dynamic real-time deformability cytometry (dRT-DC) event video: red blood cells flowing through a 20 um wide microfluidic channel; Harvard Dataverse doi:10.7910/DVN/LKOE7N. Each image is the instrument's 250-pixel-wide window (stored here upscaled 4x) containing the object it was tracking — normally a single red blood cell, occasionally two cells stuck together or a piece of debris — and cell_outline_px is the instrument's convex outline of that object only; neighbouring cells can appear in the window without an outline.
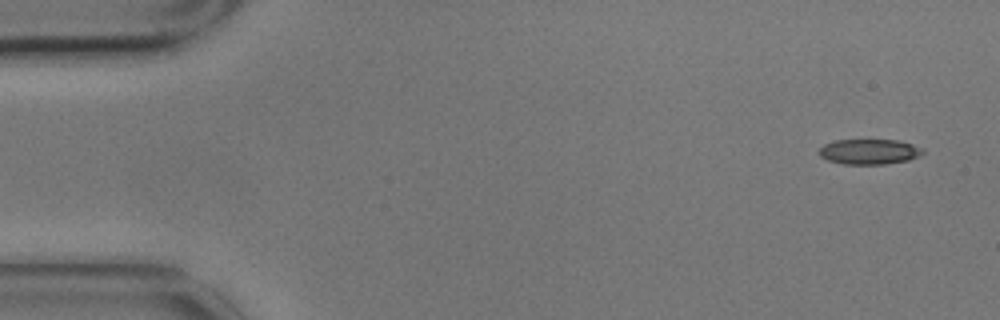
{"species": "common noctule bat (a hibernating species)", "species_latin": "Nyctalus noctula", "temperature_condition": "cold", "stored_images_in_passage": 10, "camera_frame_rate_fps": 3000, "um_per_image_px": 0.085, "animal": {"sex": "male", "body_mass_g": 17.9}, "frame": {"image": 1, "passage_image": 1, "time_ms": 0.0, "image_size_px": [1000, 320], "cell_outline_px": [[924, 152], [920, 156], [908, 160], [884, 164], [844, 164], [828, 160], [820, 156], [820, 148], [824, 144], [836, 140], [896, 140], [912, 144], [924, 148]], "centroid_in_image_um": [73.92, 12.89], "position_along_channel_um": 11.1, "area_um2": 15.2}}
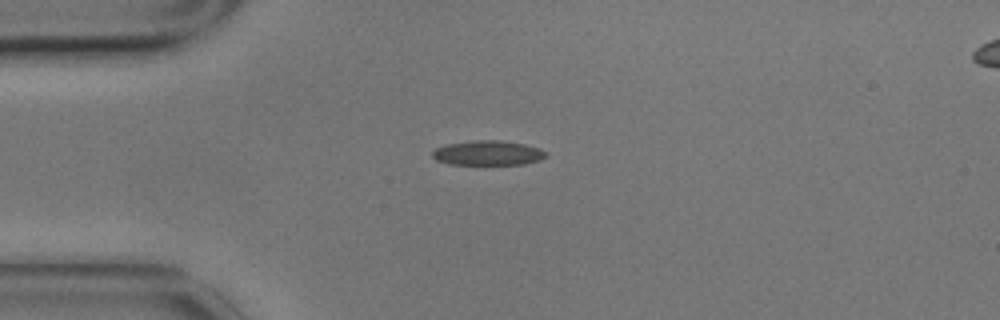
{"frame": {"image": 2, "passage_image": 4, "time_ms": 1.0, "image_size_px": [1000, 320], "cell_outline_px": [[548, 156], [540, 160], [524, 164], [448, 164], [436, 160], [432, 156], [432, 152], [436, 148], [444, 144], [476, 140], [500, 140], [524, 144], [540, 148]], "centroid_in_image_um": [41.46, 13.0], "position_along_channel_um": 43.5, "area_um2": 16.36}}